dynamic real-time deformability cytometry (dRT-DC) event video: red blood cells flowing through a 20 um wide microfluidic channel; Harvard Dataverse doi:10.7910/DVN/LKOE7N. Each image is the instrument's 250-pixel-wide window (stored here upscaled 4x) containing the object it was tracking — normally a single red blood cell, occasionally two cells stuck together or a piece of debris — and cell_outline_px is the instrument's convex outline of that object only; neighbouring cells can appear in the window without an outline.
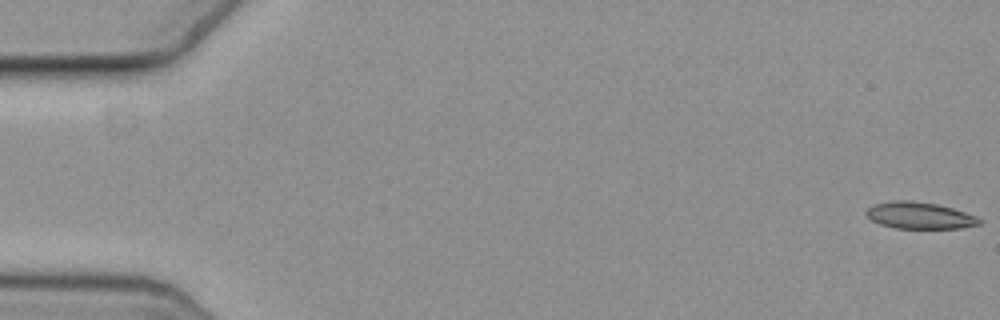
{"species": "common noctule bat (a hibernating species)", "species_latin": "Nyctalus noctula", "temperature_condition": "cold", "stored_images_in_passage": 58, "camera_frame_rate_fps": 3000, "um_per_image_px": 0.085, "animal": {"sex": "female", "body_mass_g": 19.3, "forearm_length_mm": 54.1}, "frame": {"image": 1, "passage_image": 1, "time_ms": 0.0, "image_size_px": [1000, 320], "cell_outline_px": [[984, 220], [980, 224], [960, 228], [896, 228], [880, 224], [872, 220], [864, 212], [872, 204], [896, 200], [908, 200], [936, 204], [952, 208], [976, 216]], "centroid_in_image_um": [78.16, 18.31], "position_along_channel_um": 6.8, "area_um2": 17.51}}
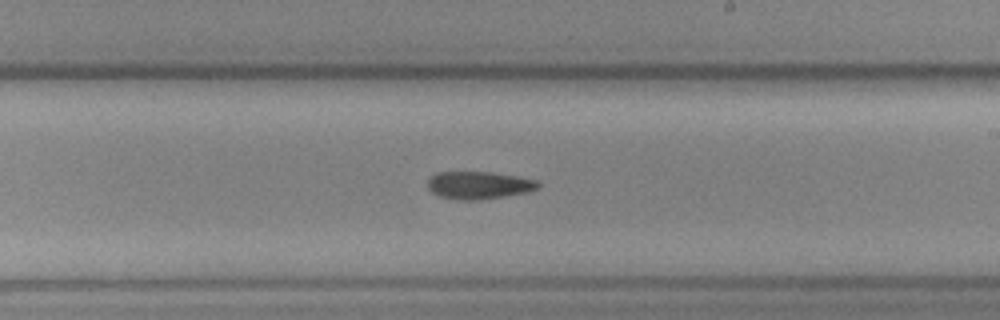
{"frame": {"image": 2, "passage_image": 34, "time_ms": 11.0, "image_size_px": [1000, 320], "cell_outline_px": [[540, 188], [528, 192], [504, 196], [476, 200], [456, 200], [440, 196], [432, 192], [428, 188], [428, 180], [436, 172], [488, 172], [516, 176], [536, 180], [540, 184]], "centroid_in_image_um": [40.7, 15.74], "position_along_channel_um": 248.3, "area_um2": 17.69}}
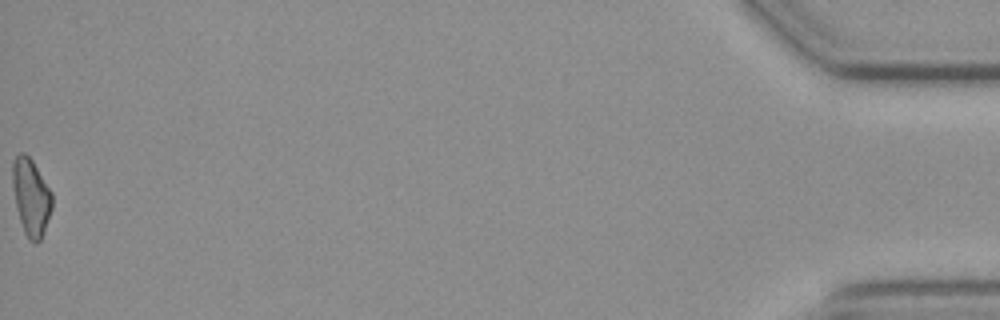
{"frame": {"image": 3, "passage_image": 58, "time_ms": 19.0, "image_size_px": [1000, 320], "cell_outline_px": [[52, 208], [44, 232], [40, 240], [36, 244], [28, 240], [24, 232], [16, 208], [12, 184], [12, 164], [16, 156], [20, 152], [24, 152], [32, 160], [52, 192]], "centroid_in_image_um": [2.63, 16.76], "position_along_channel_um": 432.6, "area_um2": 17.8}, "authors_computed_cell_mechanics": {"area_um2": 18.0047, "velocity_mm_per_s": 3.6568, "shape_relaxation_time_tau1_ms": 9.8396, "shape_relaxation_time_tau2_ms": null, "deformation_change_tau1": 0.1537, "deformation_change_tau2": null}}